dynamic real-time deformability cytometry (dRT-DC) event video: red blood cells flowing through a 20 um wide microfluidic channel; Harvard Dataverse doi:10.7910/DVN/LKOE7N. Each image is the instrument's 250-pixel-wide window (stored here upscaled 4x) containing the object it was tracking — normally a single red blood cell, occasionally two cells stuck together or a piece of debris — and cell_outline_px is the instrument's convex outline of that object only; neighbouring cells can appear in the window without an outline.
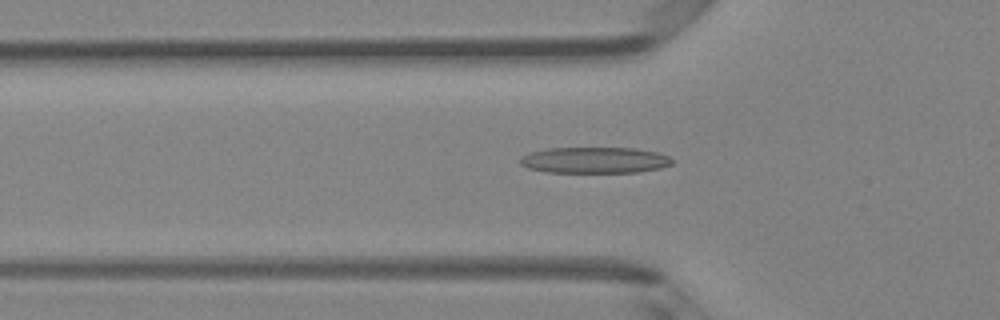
{"species": "Egyptian fruit bat (a non-hibernating species)", "species_latin": "Rousettus aegyptiacus", "temperature_condition": "room temperature", "stored_images_in_passage": 44, "camera_frame_rate_fps": 3000, "um_per_image_px": 0.085, "animal": {"sex": "female"}, "frame": {"image": 1, "passage_image": 16, "time_ms": 5.0, "image_size_px": [1000, 320], "cell_outline_px": [[672, 164], [660, 168], [636, 172], [544, 172], [528, 168], [520, 164], [520, 156], [532, 152], [548, 148], [636, 148], [656, 152], [668, 156], [672, 160]], "centroid_in_image_um": [50.52, 13.61], "position_along_channel_um": 75.3, "area_um2": 23.06}}
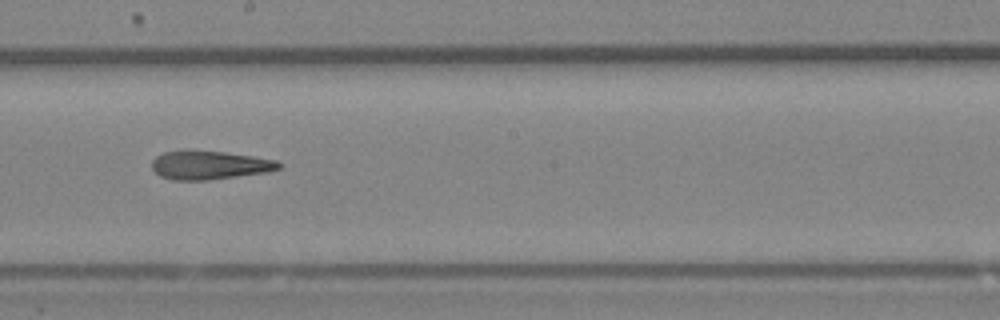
{"frame": {"image": 2, "passage_image": 27, "time_ms": 8.667, "image_size_px": [1000, 320], "cell_outline_px": [[284, 164], [280, 168], [268, 172], [208, 180], [172, 180], [160, 176], [152, 168], [152, 160], [156, 156], [164, 152], [224, 152], [252, 156], [276, 160]], "centroid_in_image_um": [17.85, 14.06], "position_along_channel_um": 230.3, "area_um2": 20.75}}
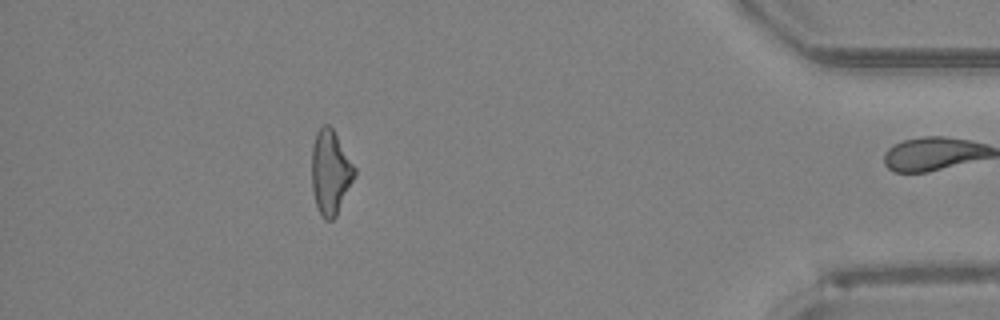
{"frame": {"image": 3, "passage_image": 43, "time_ms": 14.0, "image_size_px": [1000, 320], "cell_outline_px": [[356, 176], [336, 216], [332, 220], [324, 220], [316, 204], [312, 188], [312, 144], [316, 132], [324, 124], [328, 124], [332, 128], [356, 168]], "centroid_in_image_um": [28.09, 14.64], "position_along_channel_um": 407.1, "area_um2": 20.98}, "authors_computed_cell_mechanics": {"area_um2": 22.0796, "velocity_mm_per_s": 4.2349, "shape_relaxation_time_tau1_ms": 8.9623, "shape_relaxation_time_tau2_ms": 6.0676, "deformation_change_tau1": 0.2148, "deformation_change_tau2": 0.2152}}